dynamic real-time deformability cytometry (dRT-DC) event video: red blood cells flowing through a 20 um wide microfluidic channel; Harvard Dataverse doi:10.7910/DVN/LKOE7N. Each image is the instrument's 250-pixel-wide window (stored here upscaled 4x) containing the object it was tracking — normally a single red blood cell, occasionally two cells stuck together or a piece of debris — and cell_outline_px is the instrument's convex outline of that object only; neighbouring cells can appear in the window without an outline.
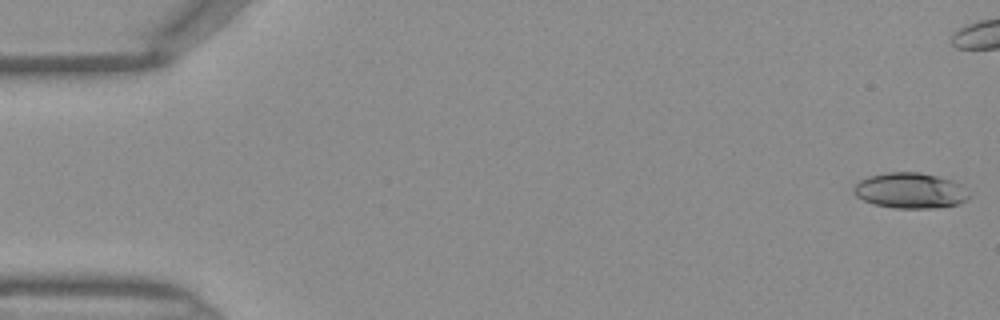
{"species": "Egyptian fruit bat (a non-hibernating species)", "species_latin": "Rousettus aegyptiacus", "temperature_condition": "warm", "stored_images_in_passage": 39, "camera_frame_rate_fps": 3000, "um_per_image_px": 0.085, "frame": {"image": 1, "passage_image": 1, "time_ms": 0.0, "image_size_px": [1000, 320], "cell_outline_px": [[968, 200], [960, 204], [936, 208], [896, 208], [872, 204], [856, 196], [852, 192], [852, 188], [860, 180], [868, 176], [888, 172], [920, 172], [952, 180], [960, 184], [968, 196]], "centroid_in_image_um": [77.33, 16.2], "position_along_channel_um": 7.7, "area_um2": 23.93}}
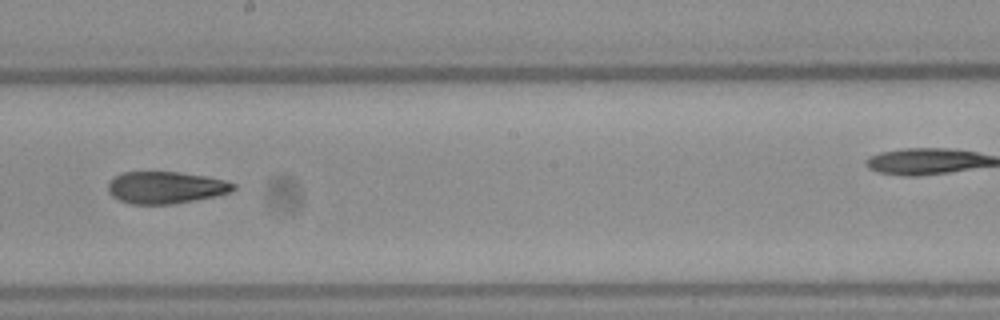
{"frame": {"image": 2, "passage_image": 26, "time_ms": 8.333, "image_size_px": [1000, 320], "cell_outline_px": [[236, 188], [232, 192], [216, 196], [172, 204], [128, 204], [112, 196], [108, 192], [108, 184], [116, 176], [124, 172], [180, 172], [208, 176], [224, 180], [236, 184]], "centroid_in_image_um": [14.12, 15.94], "position_along_channel_um": 234.1, "area_um2": 23.47}}
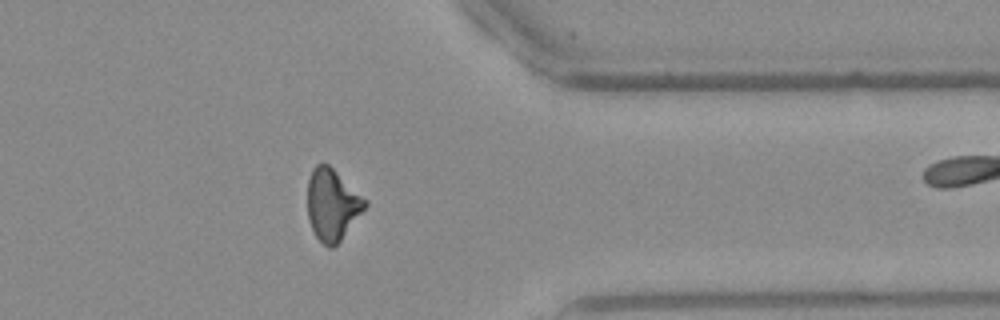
{"frame": {"image": 3, "passage_image": 37, "time_ms": 12.0, "image_size_px": [1000, 320], "cell_outline_px": [[368, 204], [340, 240], [332, 248], [328, 248], [316, 236], [308, 220], [308, 180], [312, 168], [316, 164], [328, 164], [368, 200]], "centroid_in_image_um": [28.23, 17.37], "position_along_channel_um": 383.2, "area_um2": 23.7}}